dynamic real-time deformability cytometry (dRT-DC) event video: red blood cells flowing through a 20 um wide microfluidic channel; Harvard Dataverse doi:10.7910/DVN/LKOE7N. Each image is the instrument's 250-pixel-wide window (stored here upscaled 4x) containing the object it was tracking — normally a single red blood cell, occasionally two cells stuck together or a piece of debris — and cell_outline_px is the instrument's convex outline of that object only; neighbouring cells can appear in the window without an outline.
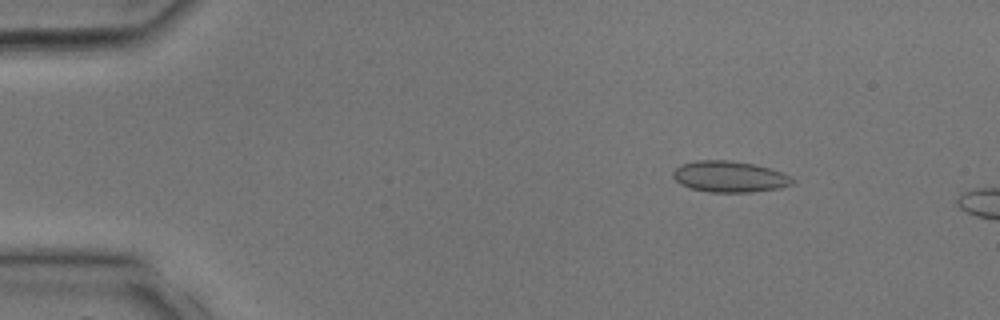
{"species": "common noctule bat (a hibernating species)", "species_latin": "Nyctalus noctula", "temperature_condition": "room temperature", "stored_images_in_passage": 8, "camera_frame_rate_fps": 3000, "um_per_image_px": 0.085, "animal": {"sex": "male", "body_mass_g": 17.9, "forearm_length_mm": 54.2}, "frame": {"image": 1, "passage_image": 5, "time_ms": 1.333, "image_size_px": [1000, 320], "cell_outline_px": [[796, 180], [792, 184], [780, 188], [752, 192], [708, 192], [688, 188], [680, 184], [672, 176], [672, 172], [680, 164], [696, 160], [728, 160], [752, 164], [768, 168], [780, 172]], "centroid_in_image_um": [61.96, 15.02], "position_along_channel_um": 23.0, "area_um2": 21.68}}